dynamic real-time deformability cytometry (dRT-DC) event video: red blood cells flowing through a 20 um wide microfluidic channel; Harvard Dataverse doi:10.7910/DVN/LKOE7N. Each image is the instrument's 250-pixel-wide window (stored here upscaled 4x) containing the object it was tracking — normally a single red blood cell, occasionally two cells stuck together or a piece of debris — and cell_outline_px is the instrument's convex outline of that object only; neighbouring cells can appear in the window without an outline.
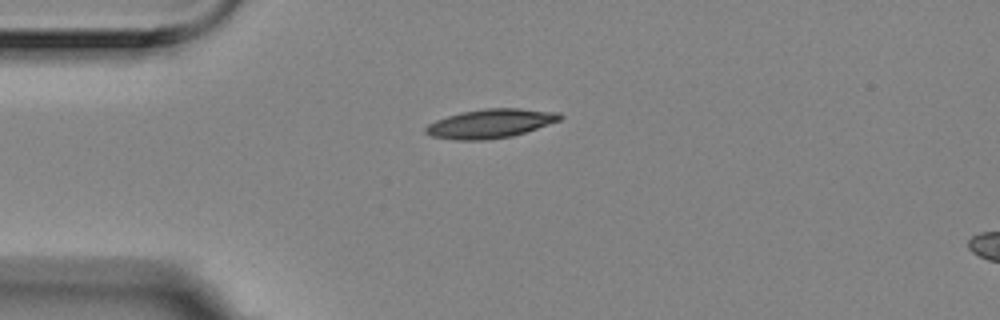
{"species": "Egyptian fruit bat (a non-hibernating species)", "species_latin": "Rousettus aegyptiacus", "temperature_condition": "room temperature", "stored_images_in_passage": 2, "segment_of_instrument_passage": [1, 2], "camera_frame_rate_fps": 3000, "um_per_image_px": 0.085, "animal": {"sex": "female"}, "frame": {"image": 1, "passage_image": 1, "time_ms": 0.0, "image_size_px": [1000, 320], "cell_outline_px": [[564, 116], [560, 120], [512, 136], [484, 140], [460, 140], [432, 136], [424, 132], [424, 128], [428, 124], [436, 120], [460, 112], [484, 108], [520, 108], [560, 112]], "centroid_in_image_um": [41.69, 10.49], "position_along_channel_um": 43.3, "area_um2": 22.6}}